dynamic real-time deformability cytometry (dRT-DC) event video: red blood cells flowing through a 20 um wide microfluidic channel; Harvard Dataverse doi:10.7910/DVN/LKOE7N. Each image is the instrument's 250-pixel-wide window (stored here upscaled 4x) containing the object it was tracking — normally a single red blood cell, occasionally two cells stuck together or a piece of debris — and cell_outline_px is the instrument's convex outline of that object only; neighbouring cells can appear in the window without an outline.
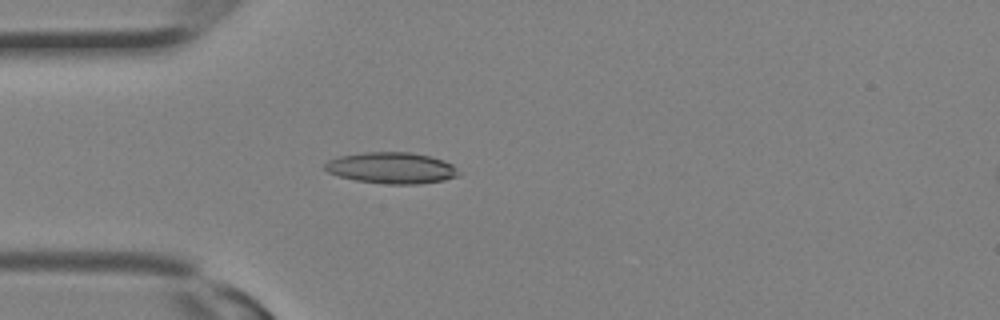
{"species": "Egyptian fruit bat (a non-hibernating species)", "species_latin": "Rousettus aegyptiacus", "temperature_condition": "room temperature", "stored_images_in_passage": 10, "camera_frame_rate_fps": 3000, "um_per_image_px": 0.085, "animal": {"sex": "female"}, "frame": {"image": 1, "passage_image": 4, "time_ms": 1.0, "image_size_px": [1000, 320], "cell_outline_px": [[460, 176], [444, 180], [420, 184], [388, 184], [356, 180], [340, 176], [328, 172], [324, 168], [324, 164], [328, 160], [340, 156], [364, 152], [412, 152], [432, 156], [444, 160], [452, 164], [456, 168]], "centroid_in_image_um": [33.31, 14.27], "position_along_channel_um": 51.7, "area_um2": 24.45}}
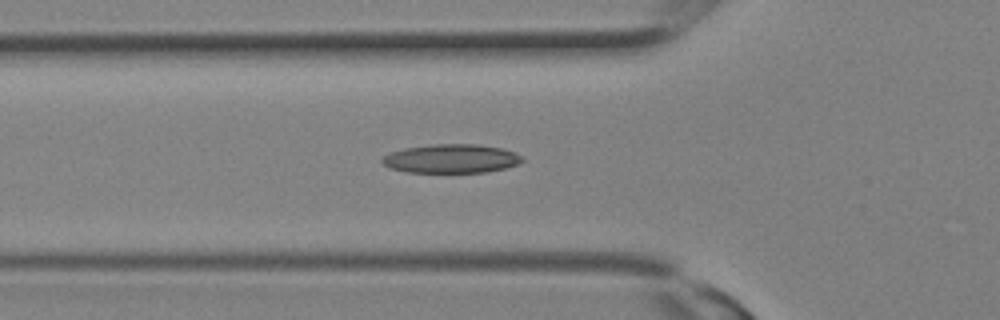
{"frame": {"image": 2, "passage_image": 6, "time_ms": 1.667, "image_size_px": [1000, 320], "cell_outline_px": [[524, 160], [520, 164], [488, 172], [408, 172], [392, 168], [384, 164], [380, 160], [388, 152], [404, 148], [432, 144], [476, 144], [500, 148], [516, 152]], "centroid_in_image_um": [38.36, 13.48], "position_along_channel_um": 87.4, "area_um2": 23.52}}
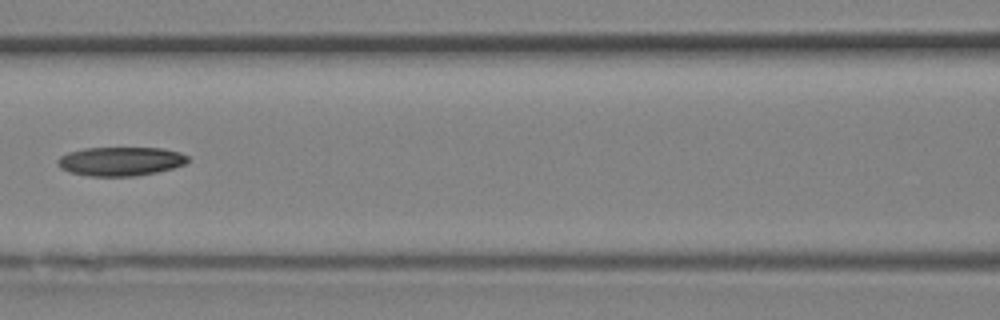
{"frame": {"image": 3, "passage_image": 9, "time_ms": 2.667, "image_size_px": [1000, 320], "cell_outline_px": [[192, 160], [184, 164], [172, 168], [156, 172], [136, 176], [88, 176], [68, 172], [60, 168], [56, 164], [56, 160], [60, 156], [68, 152], [84, 148], [164, 148], [180, 152], [188, 156]], "centroid_in_image_um": [10.23, 13.71], "position_along_channel_um": 156.4, "area_um2": 22.2}}